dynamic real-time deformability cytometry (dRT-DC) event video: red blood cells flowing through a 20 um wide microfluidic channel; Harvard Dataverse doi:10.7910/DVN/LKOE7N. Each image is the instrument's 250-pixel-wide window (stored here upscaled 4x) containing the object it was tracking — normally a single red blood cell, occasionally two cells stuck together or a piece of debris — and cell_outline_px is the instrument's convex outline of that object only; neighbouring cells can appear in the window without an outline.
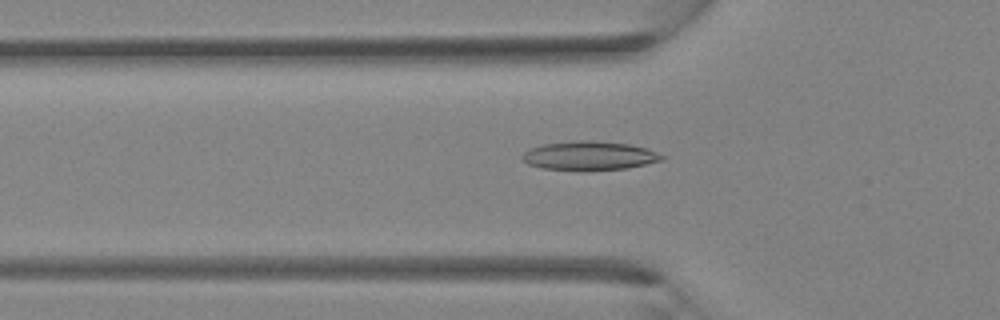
{"species": "Egyptian fruit bat (a non-hibernating species)", "species_latin": "Rousettus aegyptiacus", "temperature_condition": "room temperature", "stored_images_in_passage": 34, "camera_frame_rate_fps": 3000, "um_per_image_px": 0.085, "animal": {"sex": "female"}, "frame": {"image": 1, "passage_image": 13, "time_ms": 4.0, "image_size_px": [1000, 320], "cell_outline_px": [[664, 160], [628, 168], [544, 168], [528, 164], [520, 156], [528, 148], [544, 144], [576, 140], [592, 140], [628, 144], [648, 148], [664, 156]], "centroid_in_image_um": [50.11, 13.19], "position_along_channel_um": 75.7, "area_um2": 22.77}}
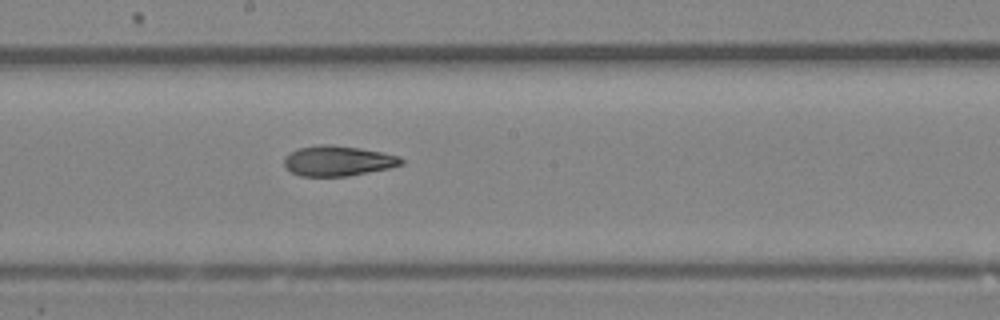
{"frame": {"image": 2, "passage_image": 21, "time_ms": 6.667, "image_size_px": [1000, 320], "cell_outline_px": [[404, 164], [388, 168], [348, 176], [300, 176], [292, 172], [284, 164], [284, 156], [288, 152], [296, 148], [320, 144], [328, 144], [360, 148], [400, 156], [404, 160]], "centroid_in_image_um": [28.7, 13.66], "position_along_channel_um": 219.5, "area_um2": 20.69}}
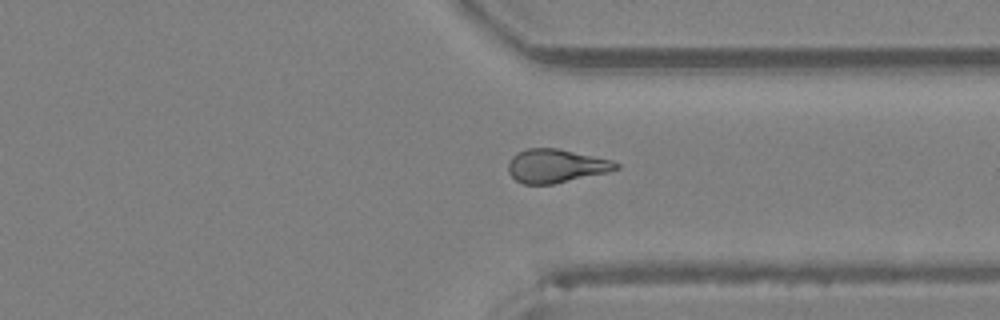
{"frame": {"image": 3, "passage_image": 29, "time_ms": 9.333, "image_size_px": [1000, 320], "cell_outline_px": [[620, 168], [608, 172], [552, 184], [524, 184], [516, 180], [508, 172], [508, 160], [516, 152], [524, 148], [560, 148], [612, 160], [620, 164]], "centroid_in_image_um": [47.24, 14.08], "position_along_channel_um": 364.2, "area_um2": 21.27}}